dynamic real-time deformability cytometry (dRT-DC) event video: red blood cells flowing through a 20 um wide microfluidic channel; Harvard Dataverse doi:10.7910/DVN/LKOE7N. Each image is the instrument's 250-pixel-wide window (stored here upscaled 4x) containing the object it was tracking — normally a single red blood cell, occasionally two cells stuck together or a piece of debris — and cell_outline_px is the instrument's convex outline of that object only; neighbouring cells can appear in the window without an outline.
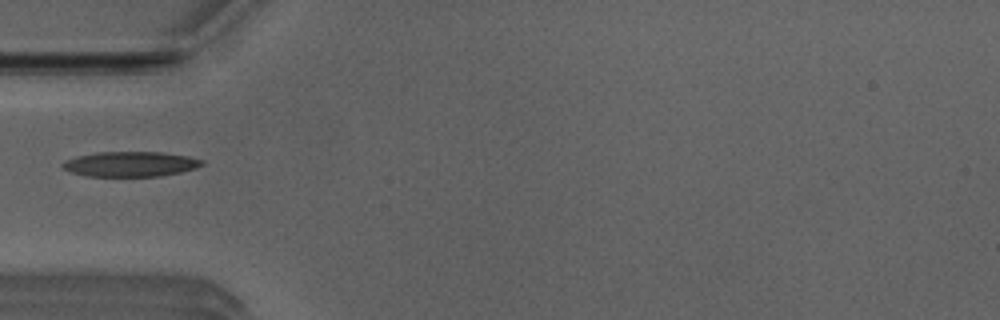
{"species": "Egyptian fruit bat (a non-hibernating species)", "species_latin": "Rousettus aegyptiacus", "temperature_condition": "room temperature", "stored_images_in_passage": 36, "camera_frame_rate_fps": 3000, "um_per_image_px": 0.085, "animal": {"sex": "male"}, "frame": {"image": 1, "passage_image": 1, "time_ms": 0.0, "image_size_px": [1000, 320], "cell_outline_px": [[204, 164], [196, 168], [180, 172], [160, 176], [88, 176], [68, 172], [60, 164], [64, 160], [76, 156], [96, 152], [160, 152], [188, 156], [204, 160]], "centroid_in_image_um": [11.06, 13.94], "position_along_channel_um": 73.9, "area_um2": 20.46}}
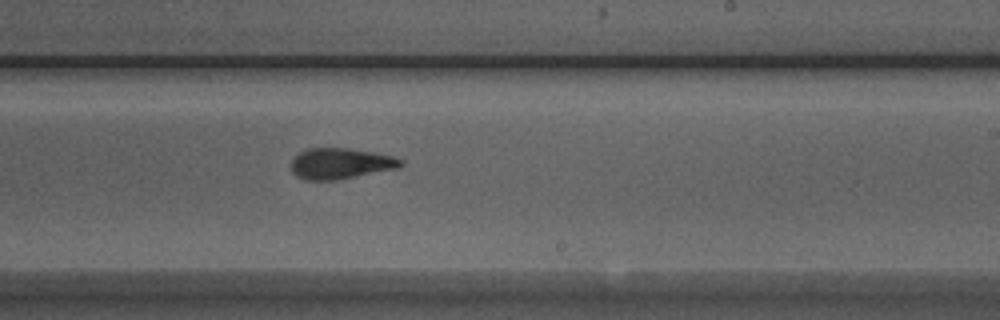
{"frame": {"image": 2, "passage_image": 15, "time_ms": 4.667, "image_size_px": [1000, 320], "cell_outline_px": [[404, 164], [400, 168], [336, 180], [304, 180], [296, 176], [292, 172], [292, 160], [300, 152], [308, 148], [348, 148], [372, 152], [392, 156], [404, 160]], "centroid_in_image_um": [28.97, 13.91], "position_along_channel_um": 260.0, "area_um2": 19.77}}
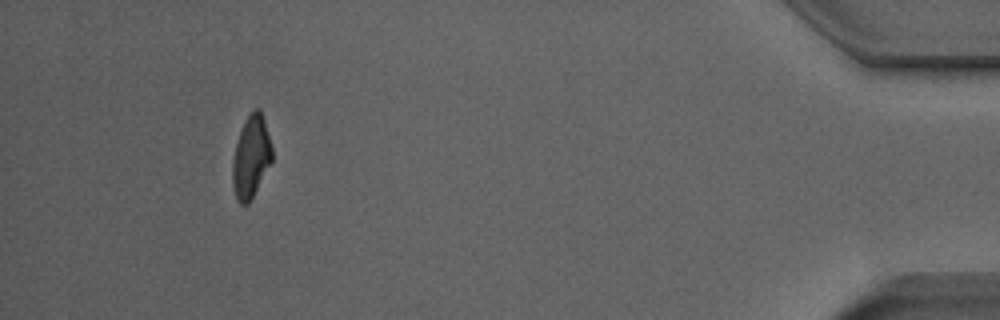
{"frame": {"image": 3, "passage_image": 32, "time_ms": 10.333, "image_size_px": [1000, 320], "cell_outline_px": [[272, 160], [248, 204], [240, 204], [236, 200], [232, 184], [232, 160], [236, 144], [244, 120], [256, 108], [260, 108], [264, 120], [272, 148]], "centroid_in_image_um": [21.32, 13.34], "position_along_channel_um": 413.9, "area_um2": 18.67}}